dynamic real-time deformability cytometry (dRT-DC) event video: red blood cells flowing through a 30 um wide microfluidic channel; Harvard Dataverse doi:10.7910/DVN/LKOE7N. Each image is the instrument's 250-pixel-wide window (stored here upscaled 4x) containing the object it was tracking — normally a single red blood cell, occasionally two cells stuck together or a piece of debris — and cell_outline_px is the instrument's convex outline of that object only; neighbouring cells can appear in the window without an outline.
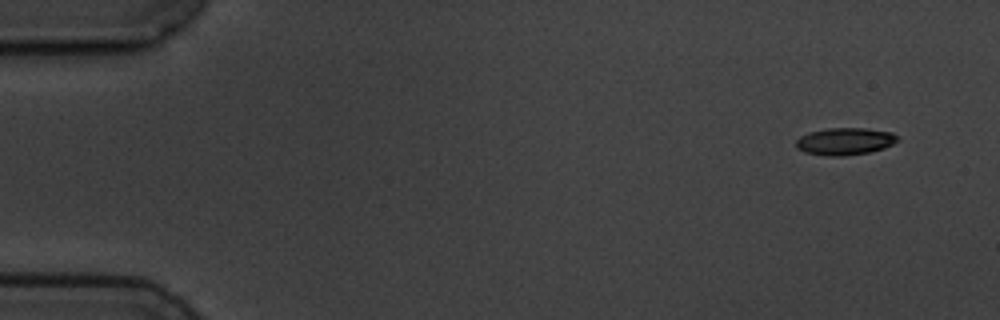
{"species": "common noctule bat (a hibernating species)", "species_latin": "Nyctalus noctula", "temperature_condition": "cold", "stored_images_in_passage": 6, "camera_frame_rate_fps": 3000, "um_per_image_px": 0.085, "animal": {"sex": "male", "body_mass_g": 19.5, "forearm_length_mm": 54.6}, "frame": {"image": 1, "passage_image": 1, "time_ms": 0.0, "image_size_px": [1000, 320], "cell_outline_px": [[900, 140], [884, 148], [868, 152], [840, 156], [828, 156], [804, 152], [796, 148], [796, 140], [800, 136], [808, 132], [828, 128], [868, 128], [892, 132]], "centroid_in_image_um": [71.8, 12.0], "position_along_channel_um": 13.2, "area_um2": 16.13}}
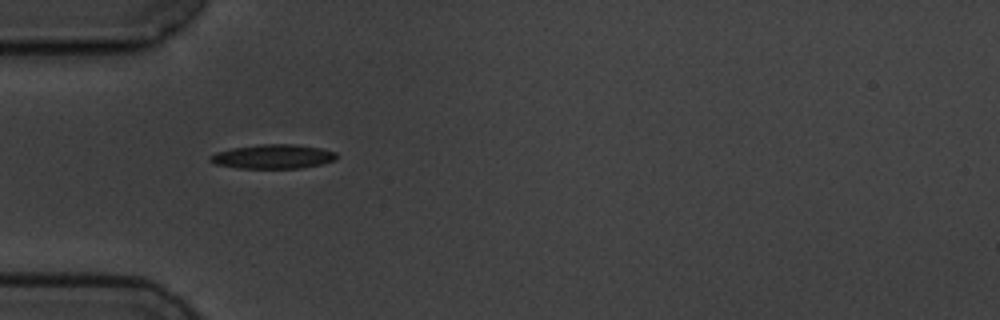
{"frame": {"image": 2, "passage_image": 5, "time_ms": 4.667, "image_size_px": [1000, 320], "cell_outline_px": [[336, 160], [324, 164], [300, 168], [236, 168], [216, 164], [208, 160], [208, 156], [216, 152], [232, 148], [260, 144], [296, 144], [320, 148], [336, 152]], "centroid_in_image_um": [23.2, 13.31], "position_along_channel_um": 61.8, "area_um2": 17.98}}
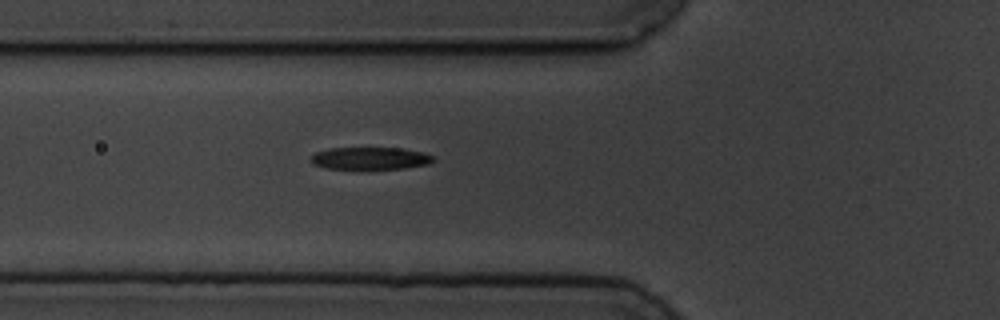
{"frame": {"image": 3, "passage_image": 6, "time_ms": 5.667, "image_size_px": [1000, 320], "cell_outline_px": [[436, 160], [428, 164], [404, 168], [324, 168], [312, 164], [308, 160], [316, 152], [328, 148], [404, 148], [424, 152], [436, 156]], "centroid_in_image_um": [31.49, 13.44], "position_along_channel_um": 94.3, "area_um2": 16.01}}